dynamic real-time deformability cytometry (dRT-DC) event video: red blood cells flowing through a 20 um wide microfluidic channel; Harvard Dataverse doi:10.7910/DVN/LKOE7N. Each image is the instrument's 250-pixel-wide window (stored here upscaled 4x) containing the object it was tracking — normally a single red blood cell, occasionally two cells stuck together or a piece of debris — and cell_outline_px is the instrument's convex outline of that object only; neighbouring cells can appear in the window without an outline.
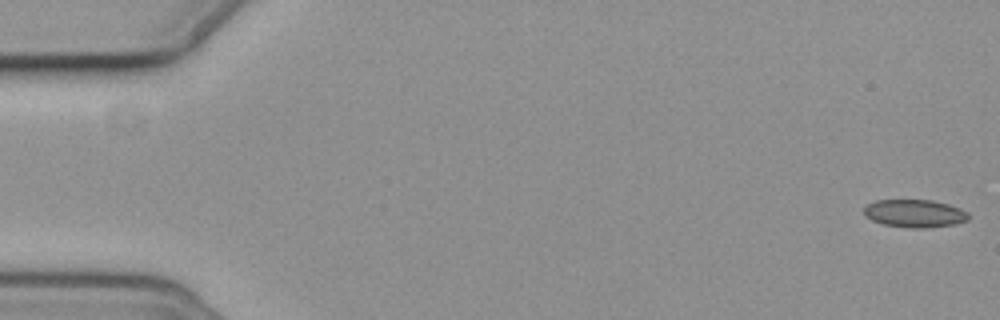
{"species": "common noctule bat (a hibernating species)", "species_latin": "Nyctalus noctula", "temperature_condition": "cold", "stored_images_in_passage": 14, "camera_frame_rate_fps": 3000, "um_per_image_px": 0.085, "animal": {"sex": "female", "body_mass_g": 19.3, "forearm_length_mm": 54.1}, "frame": {"image": 1, "passage_image": 1, "time_ms": 0.0, "image_size_px": [1000, 320], "cell_outline_px": [[968, 220], [956, 224], [924, 228], [912, 228], [884, 224], [872, 220], [864, 212], [864, 208], [868, 204], [876, 200], [932, 200], [948, 204], [960, 208], [968, 212]], "centroid_in_image_um": [77.78, 18.14], "position_along_channel_um": 7.2, "area_um2": 16.82}}